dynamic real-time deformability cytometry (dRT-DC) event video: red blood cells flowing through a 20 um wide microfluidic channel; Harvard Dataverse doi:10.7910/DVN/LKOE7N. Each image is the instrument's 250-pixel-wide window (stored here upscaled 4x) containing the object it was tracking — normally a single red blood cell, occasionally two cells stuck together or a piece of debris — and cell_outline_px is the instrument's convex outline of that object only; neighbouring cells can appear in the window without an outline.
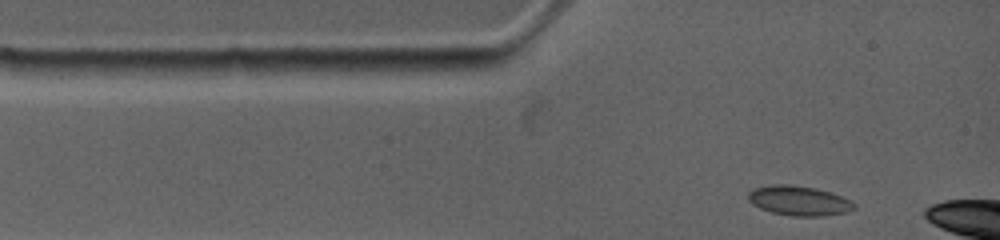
{"species": "common noctule bat (a hibernating species)", "species_latin": "Nyctalus noctula", "temperature_condition": "warm", "stored_images_in_passage": 32, "camera_frame_rate_fps": 4500, "um_per_image_px": 0.085, "animal": {"sex": "female", "body_mass_g": 19.0, "forearm_length_mm": 53.3}, "frame": {"image": 1, "passage_image": 1, "time_ms": 0.0, "image_size_px": [1000, 240], "cell_outline_px": [[856, 208], [848, 212], [824, 216], [792, 216], [772, 212], [760, 208], [752, 204], [748, 200], [748, 192], [752, 188], [772, 184], [788, 184], [816, 188], [832, 192], [852, 200], [856, 204]], "centroid_in_image_um": [67.94, 17.05], "position_along_channel_um": 17.1, "area_um2": 18.67}}
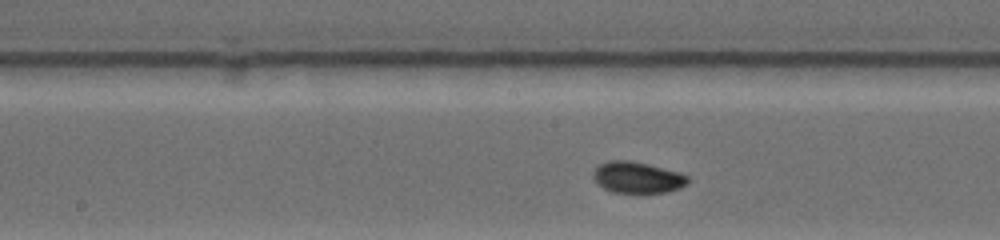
{"frame": {"image": 2, "passage_image": 13, "time_ms": 5.111, "image_size_px": [1000, 240], "cell_outline_px": [[688, 184], [680, 188], [668, 192], [636, 196], [612, 192], [604, 188], [592, 176], [592, 172], [600, 164], [608, 160], [632, 160], [680, 172], [688, 176]], "centroid_in_image_um": [54.2, 15.13], "position_along_channel_um": 194.0, "area_um2": 18.03}}
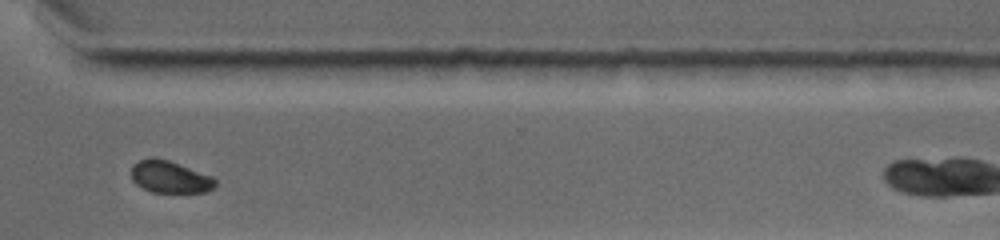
{"frame": {"image": 3, "passage_image": 27, "time_ms": 9.333, "image_size_px": [1000, 240], "cell_outline_px": [[216, 184], [208, 192], [152, 192], [136, 184], [132, 180], [132, 164], [140, 160], [168, 160], [212, 176], [216, 180]], "centroid_in_image_um": [14.47, 15.07], "position_along_channel_um": 356.1, "area_um2": 15.26}}